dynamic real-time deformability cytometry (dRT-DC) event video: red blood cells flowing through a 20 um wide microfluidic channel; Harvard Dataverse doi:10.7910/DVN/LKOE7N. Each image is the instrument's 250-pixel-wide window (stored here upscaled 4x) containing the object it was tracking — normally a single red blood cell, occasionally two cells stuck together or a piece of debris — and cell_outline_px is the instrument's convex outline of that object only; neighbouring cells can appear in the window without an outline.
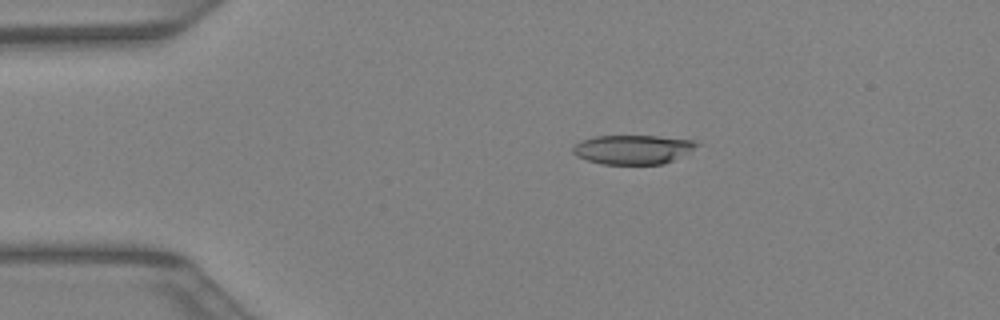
{"species": "Egyptian fruit bat (a non-hibernating species)", "species_latin": "Rousettus aegyptiacus", "temperature_condition": "warm", "stored_images_in_passage": 41, "camera_frame_rate_fps": 3000, "um_per_image_px": 0.085, "animal": {"sex": "female"}, "frame": {"image": 1, "passage_image": 8, "time_ms": 2.333, "image_size_px": [1000, 320], "cell_outline_px": [[700, 144], [688, 152], [664, 164], [604, 164], [588, 160], [576, 156], [572, 152], [572, 148], [580, 140], [596, 136], [656, 136], [696, 140]], "centroid_in_image_um": [53.78, 12.7], "position_along_channel_um": 31.2, "area_um2": 20.98}}
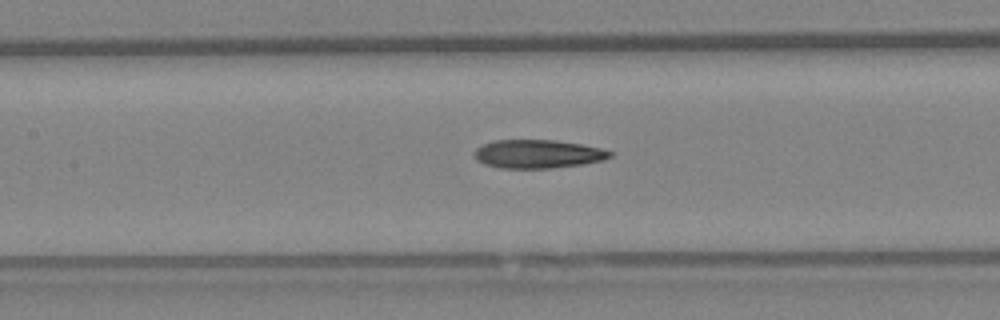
{"frame": {"image": 2, "passage_image": 19, "time_ms": 6.0, "image_size_px": [1000, 320], "cell_outline_px": [[612, 156], [604, 160], [584, 164], [552, 168], [500, 168], [484, 164], [476, 160], [472, 152], [476, 148], [492, 140], [556, 140], [580, 144], [600, 148], [612, 152]], "centroid_in_image_um": [45.69, 13.09], "position_along_channel_um": 161.7, "area_um2": 22.66}}
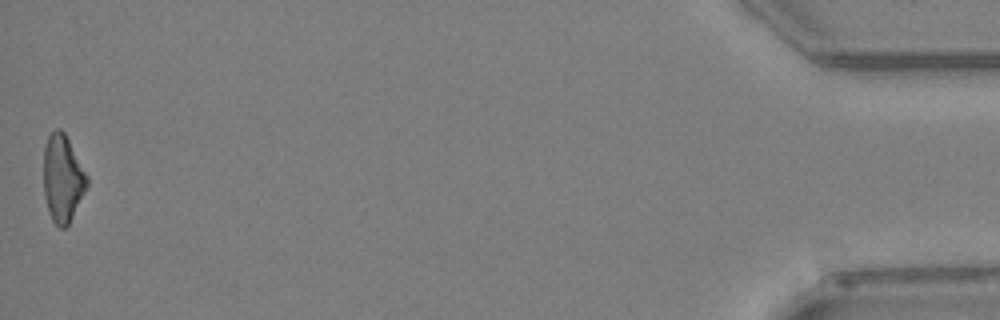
{"frame": {"image": 3, "passage_image": 41, "time_ms": 13.333, "image_size_px": [1000, 320], "cell_outline_px": [[88, 184], [68, 224], [64, 228], [60, 228], [52, 220], [48, 212], [44, 196], [44, 144], [48, 136], [56, 128], [60, 128], [64, 132], [88, 176]], "centroid_in_image_um": [5.3, 15.15], "position_along_channel_um": 429.9, "area_um2": 21.85}}